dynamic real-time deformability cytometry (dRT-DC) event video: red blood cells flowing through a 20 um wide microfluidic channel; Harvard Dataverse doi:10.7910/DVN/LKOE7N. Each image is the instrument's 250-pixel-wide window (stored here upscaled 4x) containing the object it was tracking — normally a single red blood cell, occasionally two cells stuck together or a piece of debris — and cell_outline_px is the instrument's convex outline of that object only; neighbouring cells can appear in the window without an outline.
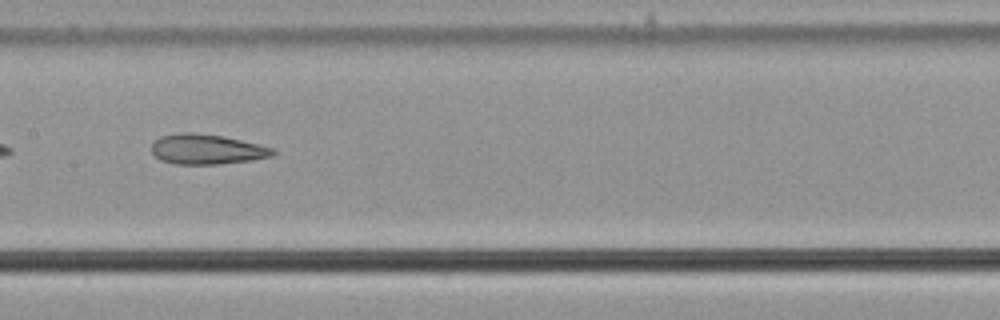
{"species": "common noctule bat (a hibernating species)", "species_latin": "Nyctalus noctula", "temperature_condition": "cold", "stored_images_in_passage": 38, "camera_frame_rate_fps": 3000, "um_per_image_px": 0.085, "animal": {"sex": "male", "body_mass_g": 21.5, "forearm_length_mm": 52.0}, "frame": {"image": 1, "passage_image": 12, "time_ms": 3.667, "image_size_px": [1000, 320], "cell_outline_px": [[276, 152], [272, 156], [252, 160], [220, 164], [176, 164], [160, 160], [152, 152], [152, 144], [160, 136], [180, 132], [192, 132], [224, 136], [272, 148]], "centroid_in_image_um": [17.55, 12.69], "position_along_channel_um": 189.8, "area_um2": 21.15}}
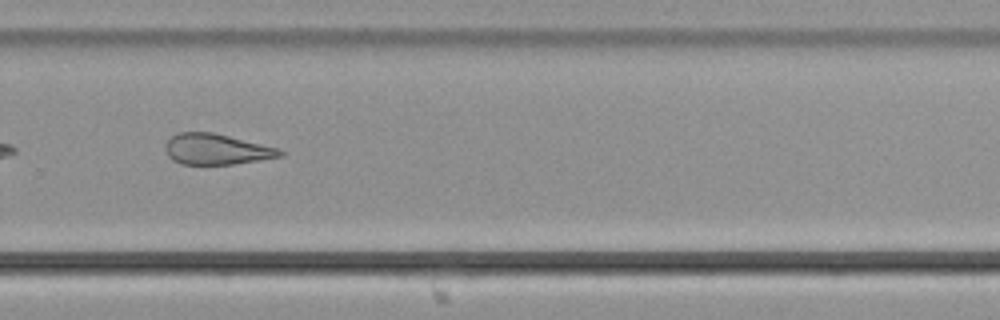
{"frame": {"image": 2, "passage_image": 22, "time_ms": 7.0, "image_size_px": [1000, 320], "cell_outline_px": [[284, 156], [232, 164], [180, 164], [172, 160], [168, 156], [168, 140], [172, 136], [180, 132], [212, 132], [280, 148], [284, 152]], "centroid_in_image_um": [18.45, 12.69], "position_along_channel_um": 311.4, "area_um2": 20.29}, "authors_computed_cell_mechanics": {"area_um2": 21.8484, "velocity_mm_per_s": 3.655, "shape_relaxation_time_tau1_ms": null, "shape_relaxation_time_tau2_ms": 3.7022, "deformation_change_tau1": null, "deformation_change_tau2": 0.1382}}